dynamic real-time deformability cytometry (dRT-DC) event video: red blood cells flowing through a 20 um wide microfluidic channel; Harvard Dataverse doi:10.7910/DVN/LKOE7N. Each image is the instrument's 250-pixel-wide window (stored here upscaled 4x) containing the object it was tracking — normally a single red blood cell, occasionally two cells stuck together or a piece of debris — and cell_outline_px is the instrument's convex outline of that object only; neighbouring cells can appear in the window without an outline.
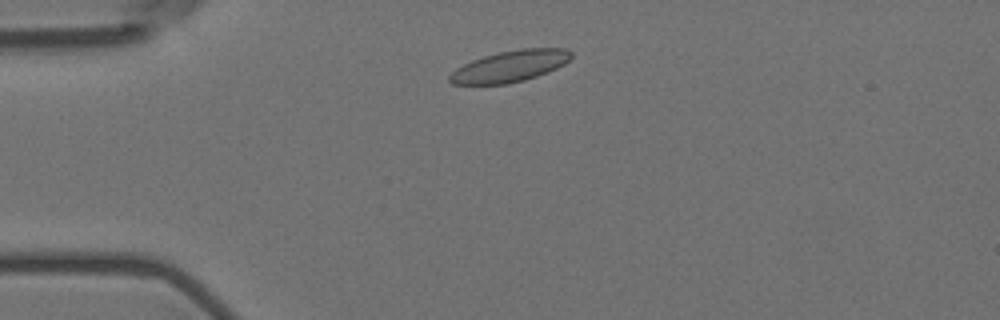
{"species": "Egyptian fruit bat (a non-hibernating species)", "species_latin": "Rousettus aegyptiacus", "temperature_condition": "room temperature", "stored_images_in_passage": 48, "camera_frame_rate_fps": 3000, "um_per_image_px": 0.085, "animal": {"sex": "female"}, "frame": {"image": 1, "passage_image": 5, "time_ms": 1.333, "image_size_px": [1000, 320], "cell_outline_px": [[572, 56], [564, 64], [548, 72], [524, 80], [508, 84], [452, 84], [448, 80], [448, 76], [456, 68], [472, 60], [484, 56], [500, 52], [520, 48], [564, 48], [572, 52]], "centroid_in_image_um": [43.34, 5.63], "position_along_channel_um": 41.7, "area_um2": 22.14}}
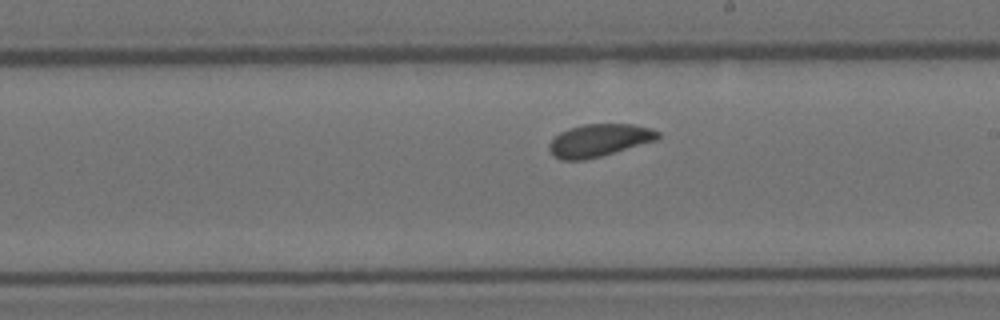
{"frame": {"image": 2, "passage_image": 24, "time_ms": 7.667, "image_size_px": [1000, 320], "cell_outline_px": [[660, 136], [656, 140], [600, 156], [584, 160], [560, 160], [552, 156], [548, 148], [548, 144], [560, 132], [568, 128], [584, 124], [632, 124], [652, 128], [660, 132]], "centroid_in_image_um": [50.9, 11.92], "position_along_channel_um": 238.1, "area_um2": 20.63}}
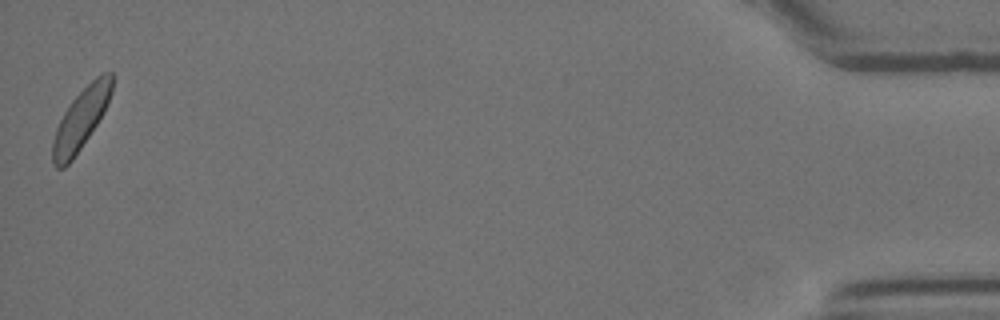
{"frame": {"image": 3, "passage_image": 48, "time_ms": 15.667, "image_size_px": [1000, 320], "cell_outline_px": [[116, 76], [112, 92], [104, 112], [72, 160], [64, 168], [56, 168], [52, 164], [52, 140], [56, 128], [64, 112], [72, 100], [96, 76], [104, 72], [112, 72]], "centroid_in_image_um": [6.89, 10.09], "position_along_channel_um": 428.3, "area_um2": 20.98}, "authors_computed_cell_mechanics": {"area_um2": 20.9236, "velocity_mm_per_s": 3.5318, "shape_relaxation_time_tau1_ms": 2.8608, "shape_relaxation_time_tau2_ms": null, "deformation_change_tau1": 0.0723, "deformation_change_tau2": null}}